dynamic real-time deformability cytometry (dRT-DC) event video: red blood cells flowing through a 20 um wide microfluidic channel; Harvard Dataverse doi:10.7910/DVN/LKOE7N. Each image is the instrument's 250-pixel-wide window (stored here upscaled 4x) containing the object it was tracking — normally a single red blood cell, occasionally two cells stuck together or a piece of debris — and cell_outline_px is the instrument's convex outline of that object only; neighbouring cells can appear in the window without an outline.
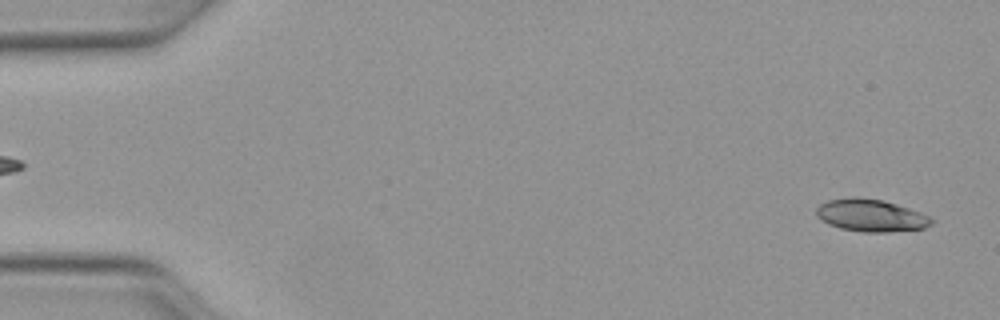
{"species": "Egyptian fruit bat (a non-hibernating species)", "species_latin": "Rousettus aegyptiacus", "temperature_condition": "warm", "stored_images_in_passage": 49, "camera_frame_rate_fps": 3000, "um_per_image_px": 0.085, "animal": {"sex": "female"}, "frame": {"image": 1, "passage_image": 2, "time_ms": 0.333, "image_size_px": [1000, 320], "cell_outline_px": [[936, 220], [932, 224], [924, 228], [888, 232], [864, 232], [840, 228], [828, 224], [816, 216], [816, 208], [820, 204], [828, 200], [852, 196], [856, 196], [884, 200], [920, 212]], "centroid_in_image_um": [74.02, 18.3], "position_along_channel_um": 11.0, "area_um2": 21.85}}
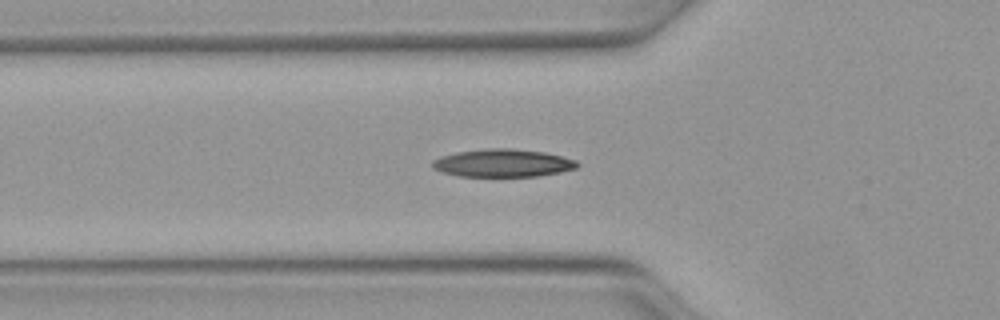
{"frame": {"image": 2, "passage_image": 17, "time_ms": 5.333, "image_size_px": [1000, 320], "cell_outline_px": [[580, 164], [576, 168], [560, 172], [536, 176], [460, 176], [444, 172], [432, 168], [432, 160], [440, 156], [456, 152], [488, 148], [512, 148], [544, 152], [576, 160]], "centroid_in_image_um": [42.72, 13.85], "position_along_channel_um": 83.1, "area_um2": 23.41}}
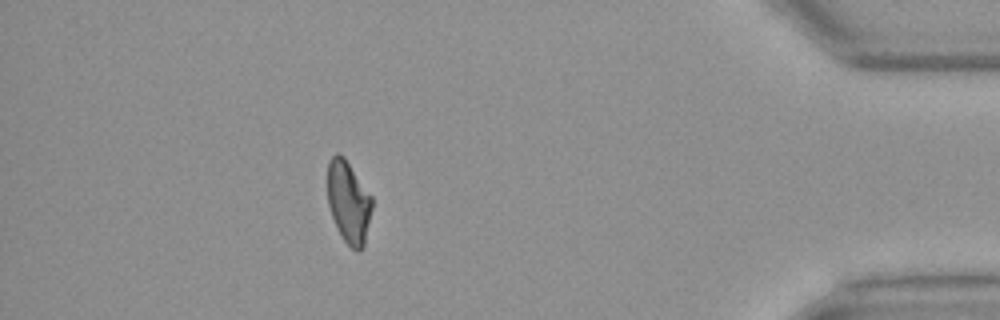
{"frame": {"image": 3, "passage_image": 44, "time_ms": 14.333, "image_size_px": [1000, 320], "cell_outline_px": [[372, 208], [364, 244], [360, 252], [356, 252], [340, 236], [336, 228], [328, 204], [328, 160], [336, 152], [340, 152], [344, 156], [372, 196]], "centroid_in_image_um": [29.62, 17.16], "position_along_channel_um": 405.6, "area_um2": 21.44}, "authors_computed_cell_mechanics": {"area_um2": 21.964, "velocity_mm_per_s": 4.1279, "shape_relaxation_time_tau1_ms": 6.8033, "shape_relaxation_time_tau2_ms": 2.7804, "deformation_change_tau1": 0.2011, "deformation_change_tau2": 0.0924}}